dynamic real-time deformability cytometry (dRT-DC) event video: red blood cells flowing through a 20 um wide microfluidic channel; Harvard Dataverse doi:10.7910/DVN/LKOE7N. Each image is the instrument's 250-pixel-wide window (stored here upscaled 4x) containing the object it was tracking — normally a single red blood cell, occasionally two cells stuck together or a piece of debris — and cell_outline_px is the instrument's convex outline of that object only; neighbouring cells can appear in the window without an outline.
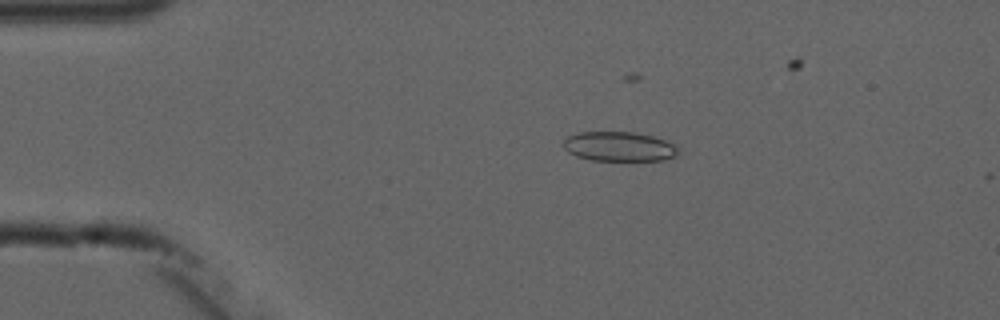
{"species": "common noctule bat (a hibernating species)", "species_latin": "Nyctalus noctula", "temperature_condition": "cold", "stored_images_in_passage": 4, "camera_frame_rate_fps": 3000, "um_per_image_px": 0.085, "animal": {"sex": "male", "forearm_length_mm": 52.5}, "frame": {"image": 1, "passage_image": 3, "time_ms": 3.333, "image_size_px": [1000, 320], "cell_outline_px": [[680, 152], [676, 156], [664, 160], [592, 160], [576, 156], [568, 152], [564, 148], [564, 140], [568, 136], [580, 132], [636, 132], [652, 136], [664, 140], [672, 144]], "centroid_in_image_um": [52.62, 12.45], "position_along_channel_um": 32.4, "area_um2": 19.65}}